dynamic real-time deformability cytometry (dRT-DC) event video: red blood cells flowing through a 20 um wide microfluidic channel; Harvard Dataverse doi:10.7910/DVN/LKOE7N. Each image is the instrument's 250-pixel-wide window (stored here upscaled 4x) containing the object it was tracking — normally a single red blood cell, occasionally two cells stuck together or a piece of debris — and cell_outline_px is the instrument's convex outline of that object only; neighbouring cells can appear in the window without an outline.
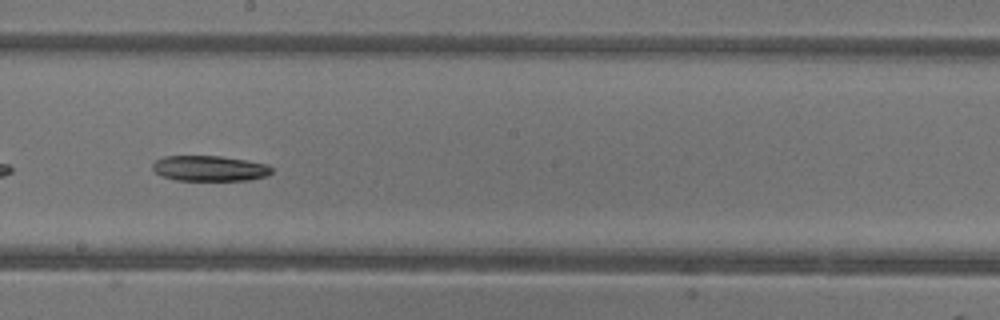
{"species": "common noctule bat (a hibernating species)", "species_latin": "Nyctalus noctula", "temperature_condition": "warm", "stored_images_in_passage": 48, "camera_frame_rate_fps": 3000, "um_per_image_px": 0.085, "animal": {"sex": "female"}, "frame": {"image": 1, "passage_image": 28, "time_ms": 9.0, "image_size_px": [1000, 320], "cell_outline_px": [[272, 172], [268, 176], [248, 180], [176, 180], [164, 176], [156, 172], [152, 168], [152, 164], [156, 160], [164, 156], [220, 156], [268, 164], [272, 168]], "centroid_in_image_um": [17.84, 14.31], "position_along_channel_um": 230.4, "area_um2": 17.57}}
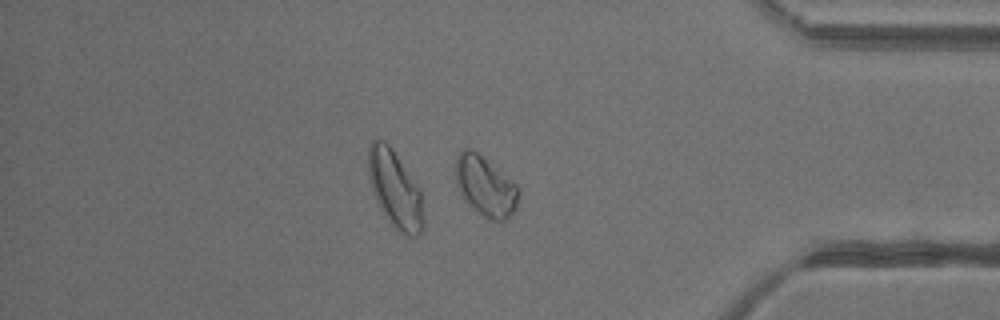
{"frame": {"image": 2, "passage_image": 41, "time_ms": 13.333, "image_size_px": [1000, 320], "cell_outline_px": [[520, 192], [516, 208], [504, 220], [492, 220], [484, 216], [472, 208], [468, 204], [460, 192], [456, 184], [456, 156], [464, 148], [472, 148], [516, 184], [520, 188]], "centroid_in_image_um": [41.25, 15.82], "position_along_channel_um": 393.9, "area_um2": 21.73}, "authors_computed_cell_mechanics": {"area_um2": 21.5305, "velocity_mm_per_s": 4.3232, "shape_relaxation_time_tau1_ms": 4.8463, "shape_relaxation_time_tau2_ms": null, "deformation_change_tau1": 0.1052, "deformation_change_tau2": null}}